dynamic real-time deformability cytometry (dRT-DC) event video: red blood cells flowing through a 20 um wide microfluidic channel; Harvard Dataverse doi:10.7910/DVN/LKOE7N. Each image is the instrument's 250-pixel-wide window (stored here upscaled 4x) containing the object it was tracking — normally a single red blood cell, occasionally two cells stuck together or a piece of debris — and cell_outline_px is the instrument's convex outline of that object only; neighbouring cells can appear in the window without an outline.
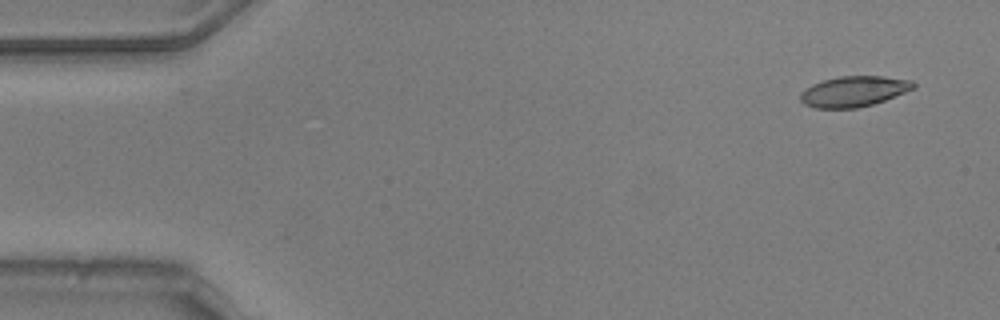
{"species": "common noctule bat (a hibernating species)", "species_latin": "Nyctalus noctula", "temperature_condition": "warm", "stored_images_in_passage": 52, "camera_frame_rate_fps": 3000, "um_per_image_px": 0.085, "animal": {"sex": "male", "body_mass_g": 20.5, "forearm_length_mm": 52.5}, "frame": {"image": 1, "passage_image": 2, "time_ms": 0.333, "image_size_px": [1000, 320], "cell_outline_px": [[916, 88], [884, 100], [872, 104], [856, 108], [816, 108], [804, 104], [800, 100], [800, 92], [812, 84], [824, 80], [840, 76], [880, 76], [912, 80], [916, 84]], "centroid_in_image_um": [72.57, 7.76], "position_along_channel_um": 12.4, "area_um2": 20.06}}
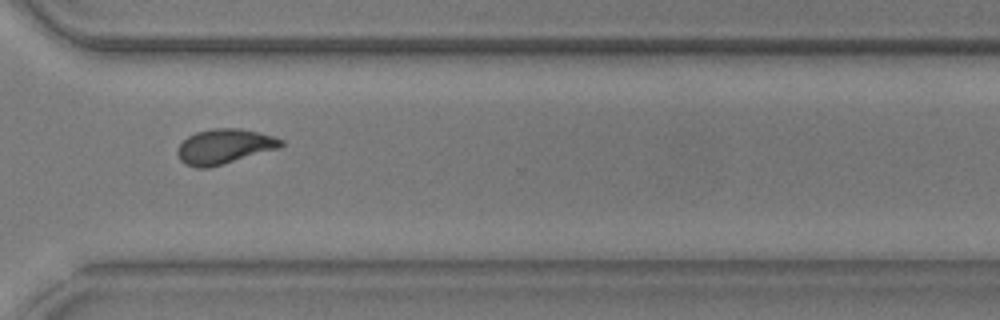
{"frame": {"image": 2, "passage_image": 38, "time_ms": 12.333, "image_size_px": [1000, 320], "cell_outline_px": [[284, 144], [280, 148], [208, 168], [196, 168], [184, 164], [180, 160], [176, 152], [176, 148], [188, 136], [196, 132], [212, 128], [240, 128], [272, 136], [284, 140]], "centroid_in_image_um": [19.04, 12.45], "position_along_channel_um": 351.6, "area_um2": 21.1}}
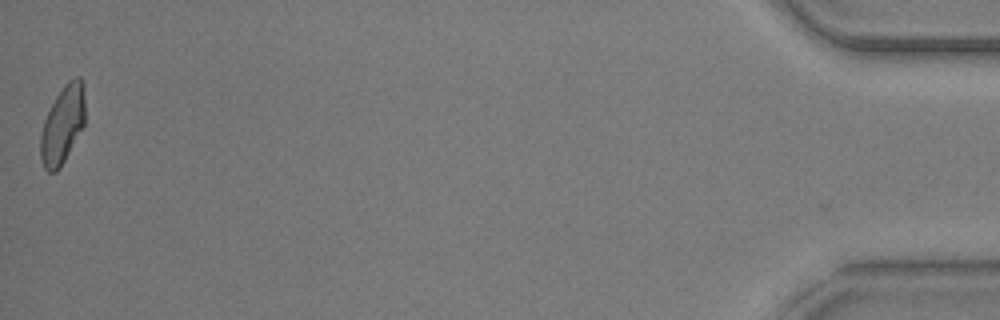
{"frame": {"image": 3, "passage_image": 52, "time_ms": 17.0, "image_size_px": [1000, 320], "cell_outline_px": [[84, 124], [64, 160], [56, 172], [48, 172], [44, 168], [40, 160], [40, 136], [44, 120], [56, 96], [64, 84], [68, 80], [76, 76], [80, 76], [84, 84]], "centroid_in_image_um": [5.31, 10.57], "position_along_channel_um": 429.9, "area_um2": 20.06}, "authors_computed_cell_mechanics": {"area_um2": 20.4612, "velocity_mm_per_s": 3.7802, "shape_relaxation_time_tau1_ms": 7.7352, "shape_relaxation_time_tau2_ms": 1.5874, "deformation_change_tau1": 0.1917, "deformation_change_tau2": 0.0688}}